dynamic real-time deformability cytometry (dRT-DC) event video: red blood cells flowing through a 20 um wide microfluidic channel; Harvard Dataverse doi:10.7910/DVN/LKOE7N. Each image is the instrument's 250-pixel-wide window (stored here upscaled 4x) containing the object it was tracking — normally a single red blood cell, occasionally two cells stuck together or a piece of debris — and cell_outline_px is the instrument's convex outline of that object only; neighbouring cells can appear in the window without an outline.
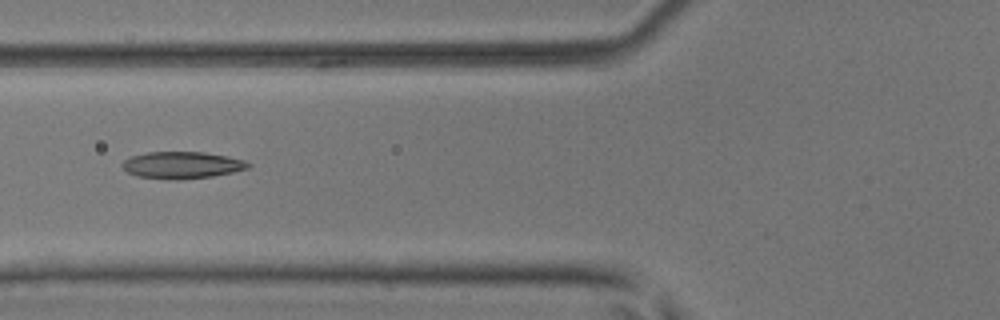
{"species": "common noctule bat (a hibernating species)", "species_latin": "Nyctalus noctula", "temperature_condition": "room temperature", "stored_images_in_passage": 7, "camera_frame_rate_fps": 3000, "um_per_image_px": 0.085, "animal": {"sex": "male", "body_mass_g": 17.9, "forearm_length_mm": 54.2}, "frame": {"image": 1, "passage_image": 5, "time_ms": 1.333, "image_size_px": [1000, 320], "cell_outline_px": [[252, 164], [248, 168], [232, 172], [212, 176], [180, 180], [168, 180], [136, 176], [128, 172], [120, 164], [124, 160], [132, 156], [148, 152], [204, 152], [228, 156], [244, 160]], "centroid_in_image_um": [15.46, 14.04], "position_along_channel_um": 110.3, "area_um2": 19.83}}
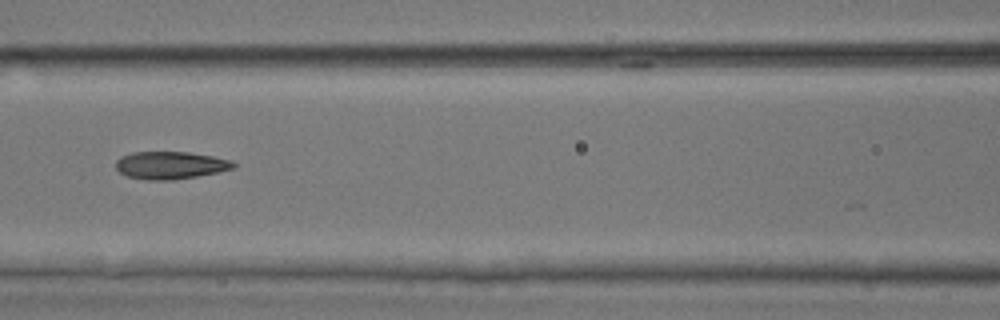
{"frame": {"image": 2, "passage_image": 6, "time_ms": 1.667, "image_size_px": [1000, 320], "cell_outline_px": [[236, 168], [196, 176], [172, 180], [148, 180], [128, 176], [120, 172], [116, 168], [116, 160], [120, 156], [132, 152], [188, 152], [212, 156], [232, 160], [236, 164]], "centroid_in_image_um": [14.48, 14.04], "position_along_channel_um": 152.1, "area_um2": 18.84}}